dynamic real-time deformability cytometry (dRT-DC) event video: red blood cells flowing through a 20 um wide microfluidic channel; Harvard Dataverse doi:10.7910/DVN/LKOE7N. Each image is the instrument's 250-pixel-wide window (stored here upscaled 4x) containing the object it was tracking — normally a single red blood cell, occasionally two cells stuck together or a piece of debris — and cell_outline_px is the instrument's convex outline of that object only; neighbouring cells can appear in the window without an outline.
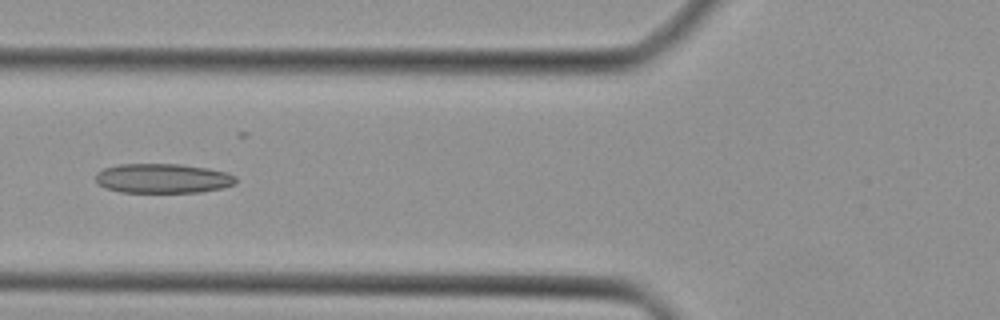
{"species": "Egyptian fruit bat (a non-hibernating species)", "species_latin": "Rousettus aegyptiacus", "temperature_condition": "cold", "stored_images_in_passage": 31, "camera_frame_rate_fps": 3000, "um_per_image_px": 0.085, "animal": {"sex": "female"}, "frame": {"image": 1, "passage_image": 5, "time_ms": 1.333, "image_size_px": [1000, 320], "cell_outline_px": [[236, 184], [224, 188], [200, 192], [120, 192], [104, 188], [96, 180], [96, 172], [104, 168], [120, 164], [180, 164], [208, 168], [228, 172], [236, 176]], "centroid_in_image_um": [13.87, 15.16], "position_along_channel_um": 111.9, "area_um2": 24.33}}
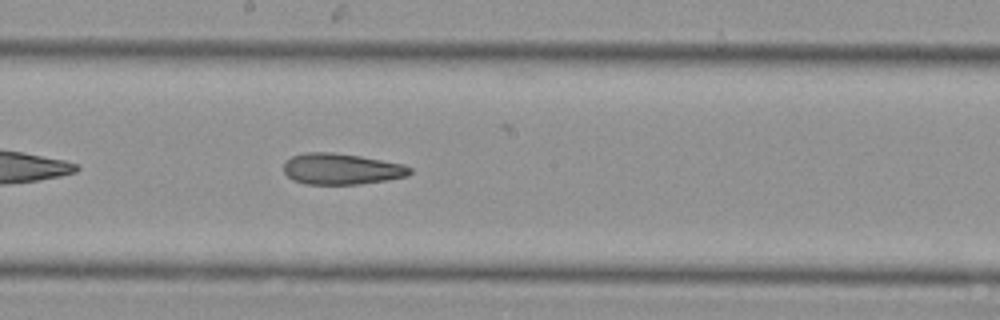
{"frame": {"image": 2, "passage_image": 12, "time_ms": 3.667, "image_size_px": [1000, 320], "cell_outline_px": [[412, 172], [408, 176], [388, 180], [360, 184], [304, 184], [292, 180], [284, 172], [284, 160], [292, 156], [308, 152], [332, 152], [360, 156], [404, 164], [412, 168]], "centroid_in_image_um": [29.03, 14.36], "position_along_channel_um": 219.2, "area_um2": 23.06}}
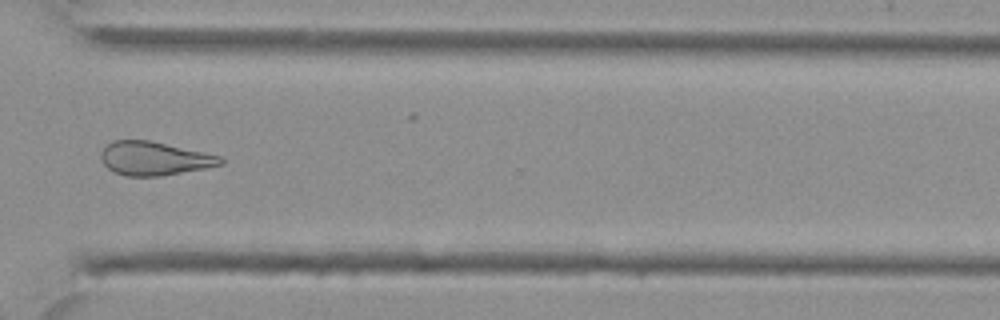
{"frame": {"image": 3, "passage_image": 21, "time_ms": 6.667, "image_size_px": [1000, 320], "cell_outline_px": [[224, 164], [204, 168], [160, 176], [124, 176], [108, 168], [104, 164], [100, 156], [100, 152], [112, 140], [148, 140], [204, 152], [220, 156], [224, 160]], "centroid_in_image_um": [13.1, 13.47], "position_along_channel_um": 357.5, "area_um2": 23.24}}